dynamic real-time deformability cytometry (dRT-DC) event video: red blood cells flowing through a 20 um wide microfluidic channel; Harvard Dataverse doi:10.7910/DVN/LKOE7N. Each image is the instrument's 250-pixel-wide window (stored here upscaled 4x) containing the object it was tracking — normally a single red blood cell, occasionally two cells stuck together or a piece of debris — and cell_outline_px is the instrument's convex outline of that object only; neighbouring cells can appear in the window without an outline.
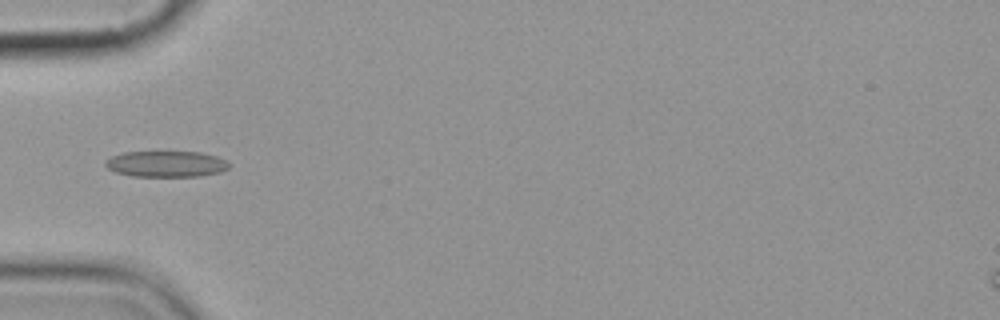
{"species": "common noctule bat (a hibernating species)", "species_latin": "Nyctalus noctula", "temperature_condition": "cold", "stored_images_in_passage": 6, "camera_frame_rate_fps": 3000, "um_per_image_px": 0.085, "animal": {"sex": "female", "body_mass_g": 19.9}, "frame": {"image": 1, "passage_image": 5, "time_ms": 4.333, "image_size_px": [1000, 320], "cell_outline_px": [[228, 168], [220, 172], [200, 176], [132, 176], [116, 172], [108, 168], [104, 164], [104, 160], [112, 156], [124, 152], [200, 152], [216, 156], [228, 160]], "centroid_in_image_um": [14.12, 13.93], "position_along_channel_um": 70.9, "area_um2": 18.73}}
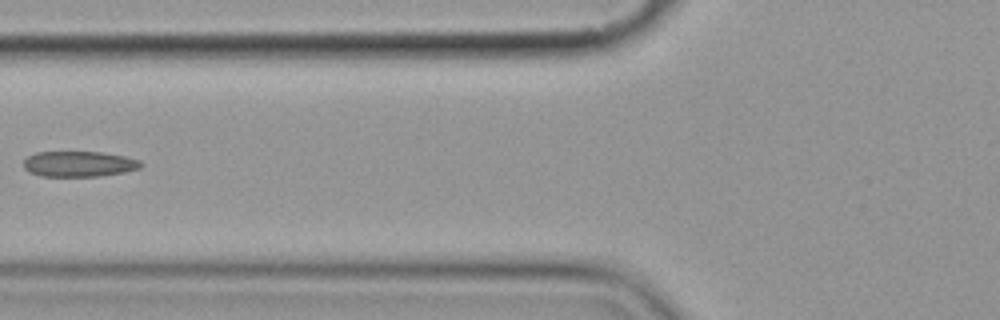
{"frame": {"image": 2, "passage_image": 6, "time_ms": 5.667, "image_size_px": [1000, 320], "cell_outline_px": [[144, 164], [140, 168], [124, 172], [100, 176], [40, 176], [28, 172], [24, 168], [24, 160], [28, 156], [36, 152], [100, 152], [124, 156], [140, 160]], "centroid_in_image_um": [6.71, 13.94], "position_along_channel_um": 119.1, "area_um2": 17.51}}